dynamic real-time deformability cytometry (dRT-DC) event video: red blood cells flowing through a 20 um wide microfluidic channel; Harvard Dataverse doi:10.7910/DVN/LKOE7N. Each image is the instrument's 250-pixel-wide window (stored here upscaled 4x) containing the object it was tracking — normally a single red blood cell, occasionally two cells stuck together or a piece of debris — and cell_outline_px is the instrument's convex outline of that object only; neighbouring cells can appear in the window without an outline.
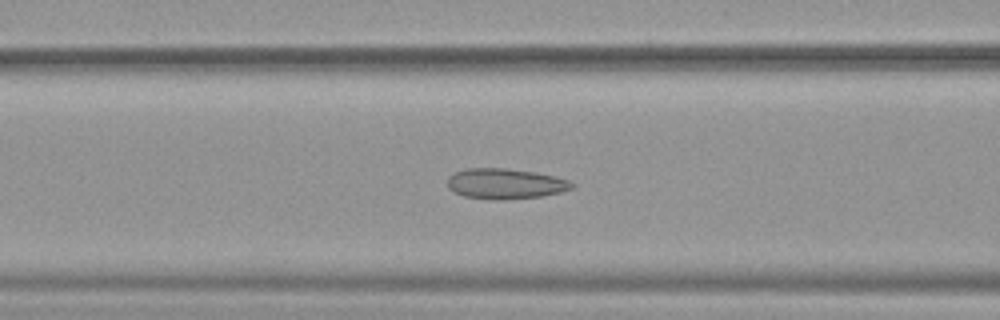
{"species": "common noctule bat (a hibernating species)", "species_latin": "Nyctalus noctula", "temperature_condition": "warm", "stored_images_in_passage": 51, "camera_frame_rate_fps": 3000, "um_per_image_px": 0.085, "animal": {"sex": "female", "body_mass_g": 19.9}, "frame": {"image": 1, "passage_image": 20, "time_ms": 6.333, "image_size_px": [1000, 320], "cell_outline_px": [[576, 184], [572, 188], [560, 192], [540, 196], [504, 200], [492, 200], [464, 196], [448, 188], [448, 176], [464, 168], [508, 168], [536, 172], [568, 180]], "centroid_in_image_um": [42.93, 15.61], "position_along_channel_um": 123.7, "area_um2": 22.08}}
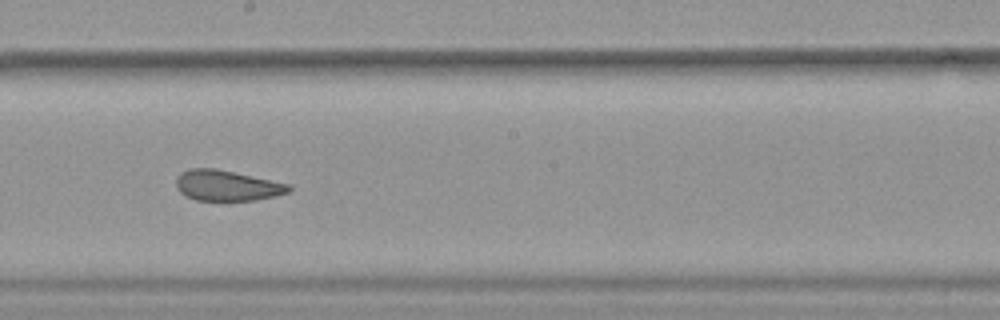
{"frame": {"image": 2, "passage_image": 28, "time_ms": 9.0, "image_size_px": [1000, 320], "cell_outline_px": [[292, 188], [288, 192], [276, 196], [256, 200], [196, 200], [180, 192], [176, 184], [176, 176], [180, 172], [188, 168], [216, 168], [292, 184]], "centroid_in_image_um": [19.31, 15.75], "position_along_channel_um": 228.9, "area_um2": 20.23}}
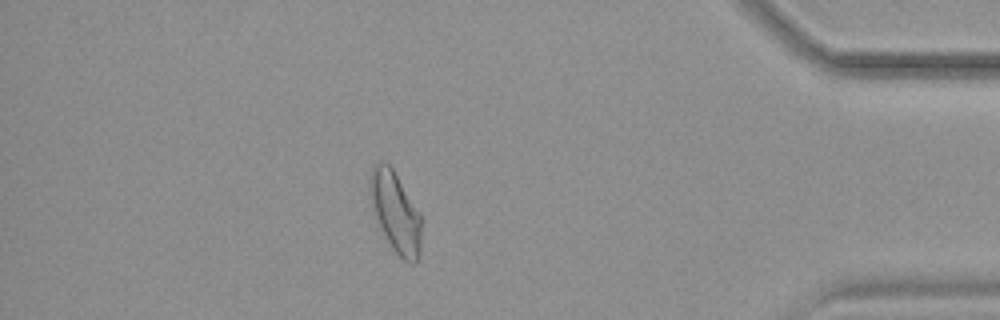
{"frame": {"image": 3, "passage_image": 44, "time_ms": 14.333, "image_size_px": [1000, 320], "cell_outline_px": [[420, 256], [412, 264], [404, 260], [392, 248], [376, 220], [372, 208], [368, 180], [368, 176], [372, 168], [380, 160], [384, 160], [392, 168], [420, 212]], "centroid_in_image_um": [33.59, 17.99], "position_along_channel_um": 401.6, "area_um2": 24.04}}